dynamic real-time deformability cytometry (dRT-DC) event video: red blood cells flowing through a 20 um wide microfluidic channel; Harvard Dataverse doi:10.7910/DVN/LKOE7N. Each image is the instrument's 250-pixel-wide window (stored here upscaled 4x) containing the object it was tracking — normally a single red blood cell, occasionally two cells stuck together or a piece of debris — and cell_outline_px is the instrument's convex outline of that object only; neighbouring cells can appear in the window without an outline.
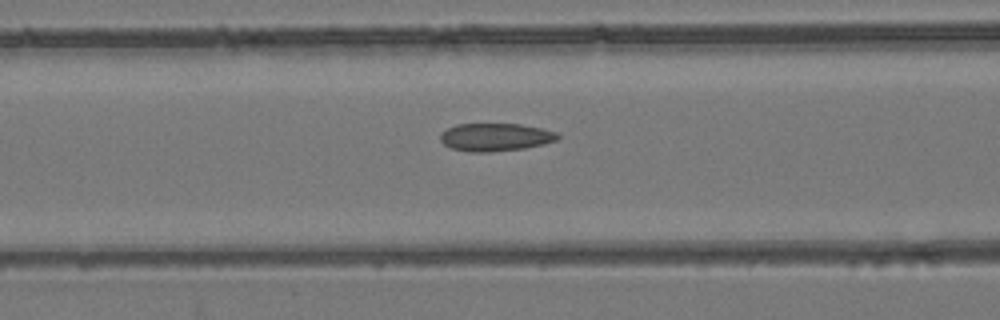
{"species": "common noctule bat (a hibernating species)", "species_latin": "Nyctalus noctula", "temperature_condition": "room temperature", "stored_images_in_passage": 42, "camera_frame_rate_fps": 3000, "um_per_image_px": 0.085, "animal": {"sex": "female", "body_mass_g": 24.6, "forearm_length_mm": 56.2}, "frame": {"image": 1, "passage_image": 15, "time_ms": 4.667, "image_size_px": [1000, 320], "cell_outline_px": [[560, 136], [556, 140], [544, 144], [524, 148], [488, 152], [468, 152], [452, 148], [444, 144], [440, 140], [440, 132], [456, 124], [520, 124], [544, 128], [556, 132]], "centroid_in_image_um": [42.1, 11.65], "position_along_channel_um": 124.5, "area_um2": 19.13}}
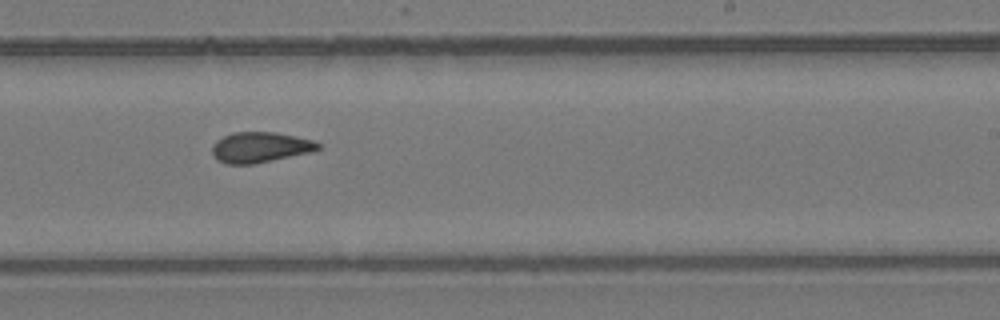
{"frame": {"image": 2, "passage_image": 26, "time_ms": 8.333, "image_size_px": [1000, 320], "cell_outline_px": [[320, 148], [312, 152], [252, 164], [228, 164], [216, 160], [212, 156], [212, 144], [216, 140], [232, 132], [276, 132], [316, 140], [320, 144]], "centroid_in_image_um": [22.11, 12.51], "position_along_channel_um": 266.9, "area_um2": 19.02}}
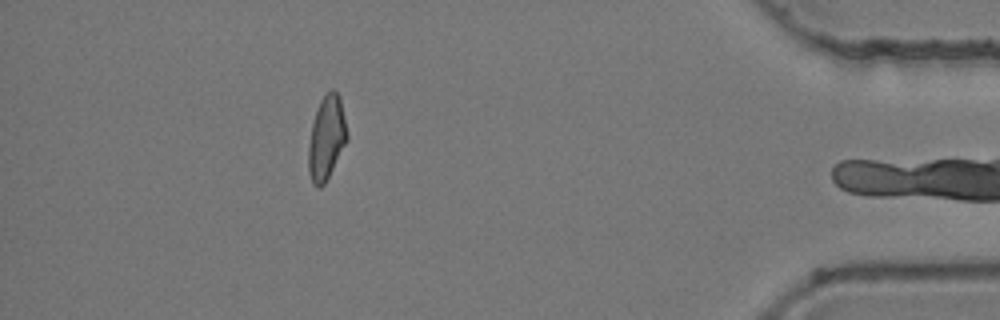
{"frame": {"image": 3, "passage_image": 41, "time_ms": 13.333, "image_size_px": [1000, 320], "cell_outline_px": [[348, 140], [324, 184], [320, 188], [312, 184], [308, 172], [308, 148], [312, 124], [320, 100], [332, 88], [340, 96], [348, 132]], "centroid_in_image_um": [27.76, 11.73], "position_along_channel_um": 407.4, "area_um2": 18.9}, "authors_computed_cell_mechanics": {"area_um2": 19.1896, "velocity_mm_per_s": 3.8913, "shape_relaxation_time_tau1_ms": null, "shape_relaxation_time_tau2_ms": 2.0687, "deformation_change_tau1": null, "deformation_change_tau2": 0.0799}}